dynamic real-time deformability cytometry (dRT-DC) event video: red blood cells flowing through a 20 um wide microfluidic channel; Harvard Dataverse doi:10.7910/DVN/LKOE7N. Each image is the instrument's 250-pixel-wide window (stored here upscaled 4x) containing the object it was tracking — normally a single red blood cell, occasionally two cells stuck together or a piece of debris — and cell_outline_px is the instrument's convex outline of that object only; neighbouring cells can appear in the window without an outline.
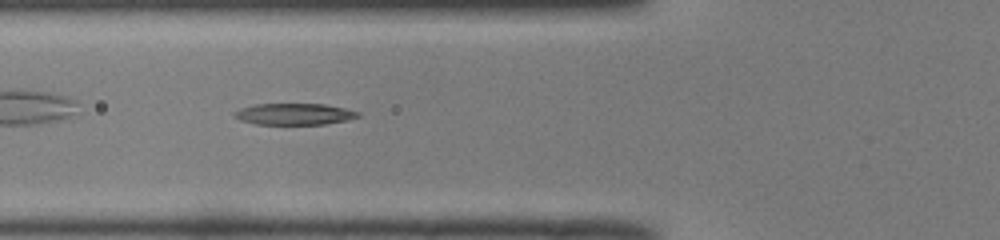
{"species": "common noctule bat (a hibernating species)", "species_latin": "Nyctalus noctula", "temperature_condition": "room temperature", "stored_images_in_passage": 32, "camera_frame_rate_fps": 3000, "um_per_image_px": 0.085, "animal": {"sex": "male", "body_mass_g": 19.0, "forearm_length_mm": 50.8}, "frame": {"image": 1, "passage_image": 5, "time_ms": 1.333, "image_size_px": [1000, 240], "cell_outline_px": [[360, 116], [348, 120], [324, 124], [256, 124], [240, 120], [236, 116], [236, 112], [240, 108], [256, 104], [324, 104], [344, 108], [360, 112]], "centroid_in_image_um": [25.06, 9.69], "position_along_channel_um": 100.7, "area_um2": 15.26}, "authors_computed_cell_mechanics": {"area_um2": 15.5771, "velocity_mm_per_s": 4.1077, "shape_relaxation_time_tau1_ms": 9.3747, "shape_relaxation_time_tau2_ms": 4.5473, "deformation_change_tau1": 0.2868, "deformation_change_tau2": 0.165}}